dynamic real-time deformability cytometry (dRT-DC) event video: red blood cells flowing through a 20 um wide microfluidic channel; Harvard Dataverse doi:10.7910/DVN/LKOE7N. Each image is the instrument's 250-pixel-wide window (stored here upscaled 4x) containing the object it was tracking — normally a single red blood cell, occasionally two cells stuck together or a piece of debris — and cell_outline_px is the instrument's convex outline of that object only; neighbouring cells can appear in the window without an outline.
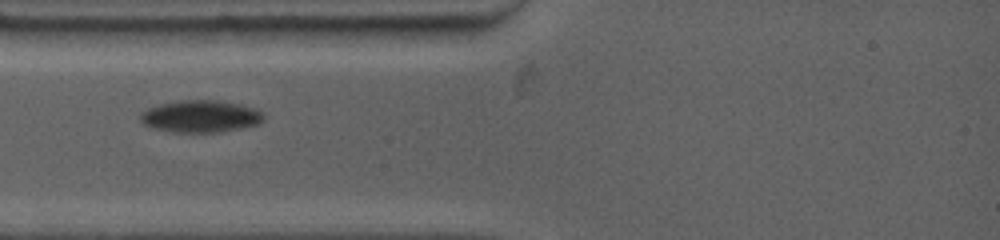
{"species": "common noctule bat (a hibernating species)", "species_latin": "Nyctalus noctula", "temperature_condition": "warm", "stored_images_in_passage": 5, "camera_frame_rate_fps": 4500, "um_per_image_px": 0.085, "animal": {"sex": "female", "body_mass_g": 19.0, "forearm_length_mm": 53.3}, "frame": {"image": 1, "passage_image": 1, "time_ms": 0.0, "image_size_px": [1000, 240], "cell_outline_px": [[264, 120], [260, 124], [220, 132], [176, 132], [156, 128], [144, 124], [140, 120], [140, 116], [148, 108], [160, 104], [184, 100], [216, 100], [240, 104], [256, 108], [264, 116]], "centroid_in_image_um": [17.1, 9.88], "position_along_channel_um": 67.9, "area_um2": 22.83}}
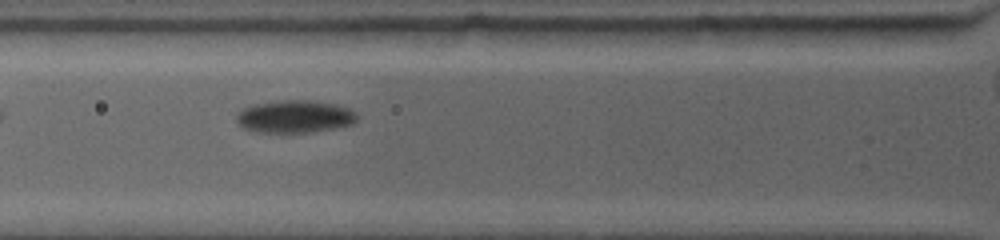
{"frame": {"image": 2, "passage_image": 3, "time_ms": 0.889, "image_size_px": [1000, 240], "cell_outline_px": [[356, 120], [352, 124], [332, 128], [308, 132], [260, 132], [244, 128], [236, 120], [236, 116], [244, 108], [256, 104], [284, 100], [308, 100], [336, 104], [348, 108], [356, 116]], "centroid_in_image_um": [25.04, 9.9], "position_along_channel_um": 100.8, "area_um2": 22.31}}